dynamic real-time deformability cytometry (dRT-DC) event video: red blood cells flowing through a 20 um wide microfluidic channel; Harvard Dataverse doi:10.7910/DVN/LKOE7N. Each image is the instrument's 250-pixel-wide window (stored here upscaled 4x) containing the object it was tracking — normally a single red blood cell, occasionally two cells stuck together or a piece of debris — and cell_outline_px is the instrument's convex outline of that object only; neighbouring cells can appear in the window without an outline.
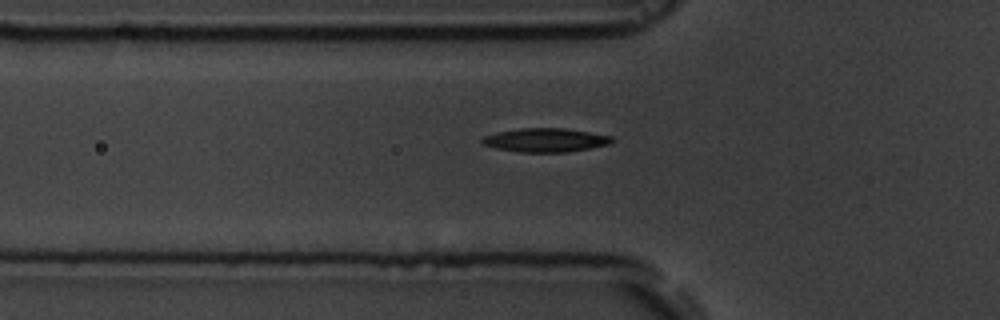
{"species": "common noctule bat (a hibernating species)", "species_latin": "Nyctalus noctula", "temperature_condition": "room temperature", "stored_images_in_passage": 39, "camera_frame_rate_fps": 3000, "um_per_image_px": 0.085, "animal": {"sex": "male", "body_mass_g": 19.5, "forearm_length_mm": 54.6}, "frame": {"image": 1, "passage_image": 3, "time_ms": 0.667, "image_size_px": [1000, 320], "cell_outline_px": [[616, 140], [612, 144], [592, 148], [568, 152], [520, 152], [496, 148], [480, 144], [480, 140], [484, 136], [496, 132], [520, 128], [564, 128], [612, 136]], "centroid_in_image_um": [46.38, 11.91], "position_along_channel_um": 79.4, "area_um2": 18.21}}
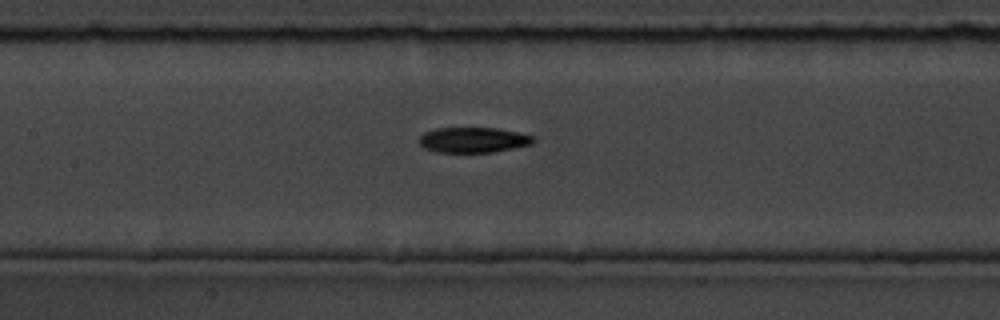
{"frame": {"image": 2, "passage_image": 10, "time_ms": 3.0, "image_size_px": [1000, 320], "cell_outline_px": [[536, 140], [532, 144], [492, 152], [436, 152], [424, 148], [420, 144], [420, 136], [424, 132], [436, 128], [496, 128], [536, 136]], "centroid_in_image_um": [40.24, 11.89], "position_along_channel_um": 167.2, "area_um2": 16.82}}
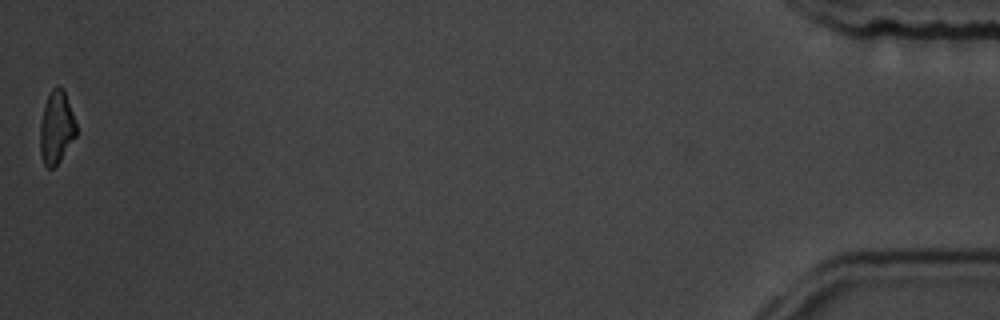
{"frame": {"image": 3, "passage_image": 39, "time_ms": 12.667, "image_size_px": [1000, 320], "cell_outline_px": [[76, 136], [60, 160], [52, 168], [48, 168], [44, 164], [40, 152], [40, 124], [44, 108], [48, 96], [52, 88], [56, 84], [64, 88], [76, 124]], "centroid_in_image_um": [4.8, 10.81], "position_along_channel_um": 430.4, "area_um2": 15.2}, "authors_computed_cell_mechanics": {"area_um2": 16.9932, "velocity_mm_per_s": 3.7391, "shape_relaxation_time_tau1_ms": 2.9848, "shape_relaxation_time_tau2_ms": null, "deformation_change_tau1": 0.12, "deformation_change_tau2": null}}